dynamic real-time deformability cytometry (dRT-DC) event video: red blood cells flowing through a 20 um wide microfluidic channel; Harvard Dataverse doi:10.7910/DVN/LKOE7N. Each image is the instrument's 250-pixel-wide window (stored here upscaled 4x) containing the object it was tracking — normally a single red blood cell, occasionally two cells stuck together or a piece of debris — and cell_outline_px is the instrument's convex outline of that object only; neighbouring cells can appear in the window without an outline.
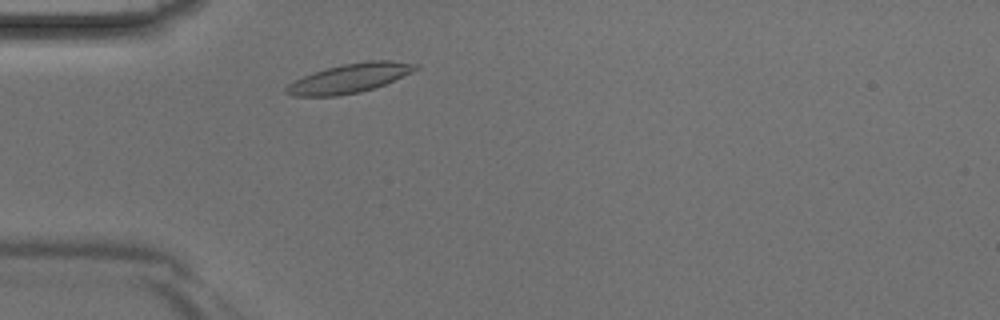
{"species": "Egyptian fruit bat (a non-hibernating species)", "species_latin": "Rousettus aegyptiacus", "temperature_condition": "room temperature", "stored_images_in_passage": 35, "camera_frame_rate_fps": 3000, "um_per_image_px": 0.085, "animal": {"sex": "male"}, "frame": {"image": 1, "passage_image": 4, "time_ms": 1.0, "image_size_px": [1000, 320], "cell_outline_px": [[420, 68], [412, 72], [384, 84], [360, 92], [336, 96], [292, 96], [284, 92], [284, 88], [288, 84], [304, 76], [328, 68], [344, 64], [372, 60], [388, 60], [420, 64]], "centroid_in_image_um": [29.72, 6.65], "position_along_channel_um": 55.3, "area_um2": 21.68}}
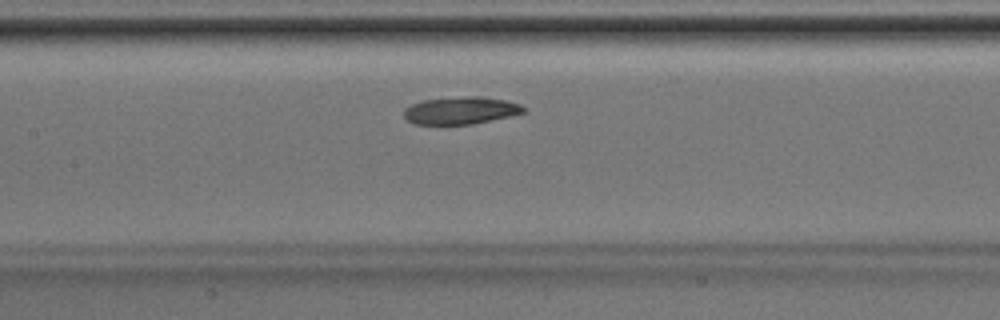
{"frame": {"image": 2, "passage_image": 12, "time_ms": 3.667, "image_size_px": [1000, 320], "cell_outline_px": [[524, 112], [512, 116], [472, 124], [412, 124], [404, 116], [404, 108], [412, 104], [424, 100], [452, 96], [480, 96], [504, 100], [520, 104], [524, 108]], "centroid_in_image_um": [39.15, 9.38], "position_along_channel_um": 168.3, "area_um2": 19.19}}
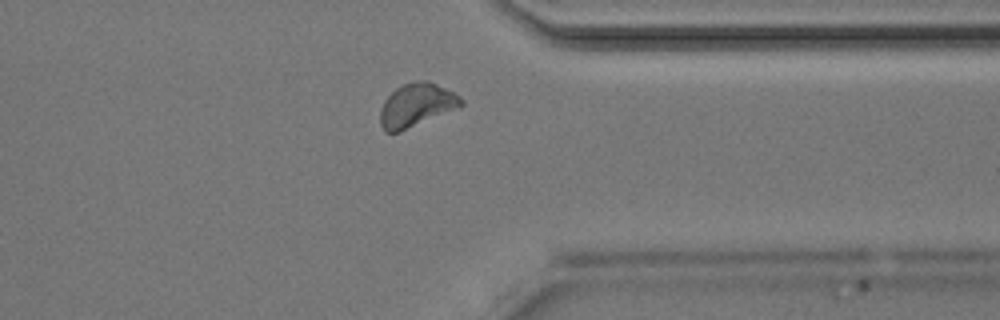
{"frame": {"image": 3, "passage_image": 26, "time_ms": 8.333, "image_size_px": [1000, 320], "cell_outline_px": [[464, 104], [460, 108], [400, 132], [384, 132], [380, 124], [380, 108], [384, 100], [396, 88], [404, 84], [420, 80], [428, 80], [460, 96], [464, 100]], "centroid_in_image_um": [35.41, 8.96], "position_along_channel_um": 376.0, "area_um2": 20.63}}